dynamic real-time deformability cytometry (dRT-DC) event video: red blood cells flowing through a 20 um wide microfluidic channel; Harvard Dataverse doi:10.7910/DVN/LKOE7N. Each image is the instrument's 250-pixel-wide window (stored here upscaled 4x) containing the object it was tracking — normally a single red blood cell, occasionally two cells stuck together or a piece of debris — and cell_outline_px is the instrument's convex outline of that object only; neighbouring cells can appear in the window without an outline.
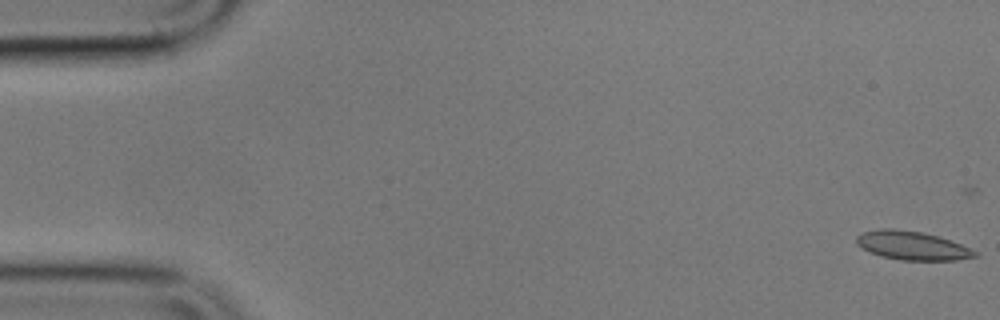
{"species": "common noctule bat (a hibernating species)", "species_latin": "Nyctalus noctula", "temperature_condition": "cold", "stored_images_in_passage": 17, "camera_frame_rate_fps": 3000, "um_per_image_px": 0.085, "animal": {"sex": "male", "body_mass_g": 17.9}, "frame": {"image": 1, "passage_image": 1, "time_ms": 0.0, "image_size_px": [1000, 320], "cell_outline_px": [[980, 256], [956, 260], [900, 260], [880, 256], [856, 244], [856, 236], [864, 232], [880, 228], [892, 228], [920, 232], [936, 236], [960, 244], [980, 252]], "centroid_in_image_um": [77.56, 20.88], "position_along_channel_um": 7.4, "area_um2": 19.65}}